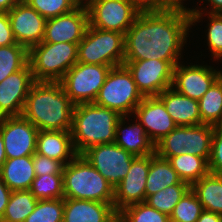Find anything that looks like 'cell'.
<instances>
[{
	"instance_id": "obj_28",
	"label": "cell",
	"mask_w": 222,
	"mask_h": 222,
	"mask_svg": "<svg viewBox=\"0 0 222 222\" xmlns=\"http://www.w3.org/2000/svg\"><path fill=\"white\" fill-rule=\"evenodd\" d=\"M198 103L201 124L222 126V74Z\"/></svg>"
},
{
	"instance_id": "obj_23",
	"label": "cell",
	"mask_w": 222,
	"mask_h": 222,
	"mask_svg": "<svg viewBox=\"0 0 222 222\" xmlns=\"http://www.w3.org/2000/svg\"><path fill=\"white\" fill-rule=\"evenodd\" d=\"M0 177L11 191L29 190L36 178L33 155L7 159L0 169Z\"/></svg>"
},
{
	"instance_id": "obj_5",
	"label": "cell",
	"mask_w": 222,
	"mask_h": 222,
	"mask_svg": "<svg viewBox=\"0 0 222 222\" xmlns=\"http://www.w3.org/2000/svg\"><path fill=\"white\" fill-rule=\"evenodd\" d=\"M78 44L40 42L28 50L35 82H60L77 63Z\"/></svg>"
},
{
	"instance_id": "obj_38",
	"label": "cell",
	"mask_w": 222,
	"mask_h": 222,
	"mask_svg": "<svg viewBox=\"0 0 222 222\" xmlns=\"http://www.w3.org/2000/svg\"><path fill=\"white\" fill-rule=\"evenodd\" d=\"M208 46L214 58L222 57V14H209Z\"/></svg>"
},
{
	"instance_id": "obj_42",
	"label": "cell",
	"mask_w": 222,
	"mask_h": 222,
	"mask_svg": "<svg viewBox=\"0 0 222 222\" xmlns=\"http://www.w3.org/2000/svg\"><path fill=\"white\" fill-rule=\"evenodd\" d=\"M161 1H162V10H178L189 13L191 17V25L197 22L202 16V12L196 10V8L192 10H190V8L189 9H186V7L184 8V6L182 5L183 2H181L183 0H161Z\"/></svg>"
},
{
	"instance_id": "obj_17",
	"label": "cell",
	"mask_w": 222,
	"mask_h": 222,
	"mask_svg": "<svg viewBox=\"0 0 222 222\" xmlns=\"http://www.w3.org/2000/svg\"><path fill=\"white\" fill-rule=\"evenodd\" d=\"M178 63L173 70L171 87L176 91L199 101L208 89L221 77L222 72L211 67L198 65L182 66Z\"/></svg>"
},
{
	"instance_id": "obj_31",
	"label": "cell",
	"mask_w": 222,
	"mask_h": 222,
	"mask_svg": "<svg viewBox=\"0 0 222 222\" xmlns=\"http://www.w3.org/2000/svg\"><path fill=\"white\" fill-rule=\"evenodd\" d=\"M28 63V49L21 44L0 46V83Z\"/></svg>"
},
{
	"instance_id": "obj_44",
	"label": "cell",
	"mask_w": 222,
	"mask_h": 222,
	"mask_svg": "<svg viewBox=\"0 0 222 222\" xmlns=\"http://www.w3.org/2000/svg\"><path fill=\"white\" fill-rule=\"evenodd\" d=\"M11 192L12 191L8 188V186L0 177V221L4 216Z\"/></svg>"
},
{
	"instance_id": "obj_10",
	"label": "cell",
	"mask_w": 222,
	"mask_h": 222,
	"mask_svg": "<svg viewBox=\"0 0 222 222\" xmlns=\"http://www.w3.org/2000/svg\"><path fill=\"white\" fill-rule=\"evenodd\" d=\"M87 10L91 27L122 34L140 14L128 0H95Z\"/></svg>"
},
{
	"instance_id": "obj_45",
	"label": "cell",
	"mask_w": 222,
	"mask_h": 222,
	"mask_svg": "<svg viewBox=\"0 0 222 222\" xmlns=\"http://www.w3.org/2000/svg\"><path fill=\"white\" fill-rule=\"evenodd\" d=\"M196 222H222V215L203 210Z\"/></svg>"
},
{
	"instance_id": "obj_33",
	"label": "cell",
	"mask_w": 222,
	"mask_h": 222,
	"mask_svg": "<svg viewBox=\"0 0 222 222\" xmlns=\"http://www.w3.org/2000/svg\"><path fill=\"white\" fill-rule=\"evenodd\" d=\"M118 222H170V217L145 202L125 207L118 213Z\"/></svg>"
},
{
	"instance_id": "obj_34",
	"label": "cell",
	"mask_w": 222,
	"mask_h": 222,
	"mask_svg": "<svg viewBox=\"0 0 222 222\" xmlns=\"http://www.w3.org/2000/svg\"><path fill=\"white\" fill-rule=\"evenodd\" d=\"M64 198L38 200L24 222H63Z\"/></svg>"
},
{
	"instance_id": "obj_2",
	"label": "cell",
	"mask_w": 222,
	"mask_h": 222,
	"mask_svg": "<svg viewBox=\"0 0 222 222\" xmlns=\"http://www.w3.org/2000/svg\"><path fill=\"white\" fill-rule=\"evenodd\" d=\"M74 107L60 82H35L22 116L39 131H71Z\"/></svg>"
},
{
	"instance_id": "obj_20",
	"label": "cell",
	"mask_w": 222,
	"mask_h": 222,
	"mask_svg": "<svg viewBox=\"0 0 222 222\" xmlns=\"http://www.w3.org/2000/svg\"><path fill=\"white\" fill-rule=\"evenodd\" d=\"M164 104L177 126H193L201 124L199 103L177 92L174 87L165 89L157 96Z\"/></svg>"
},
{
	"instance_id": "obj_3",
	"label": "cell",
	"mask_w": 222,
	"mask_h": 222,
	"mask_svg": "<svg viewBox=\"0 0 222 222\" xmlns=\"http://www.w3.org/2000/svg\"><path fill=\"white\" fill-rule=\"evenodd\" d=\"M115 110L95 103H81L74 107L71 137L77 155L95 145L115 142L118 120Z\"/></svg>"
},
{
	"instance_id": "obj_48",
	"label": "cell",
	"mask_w": 222,
	"mask_h": 222,
	"mask_svg": "<svg viewBox=\"0 0 222 222\" xmlns=\"http://www.w3.org/2000/svg\"><path fill=\"white\" fill-rule=\"evenodd\" d=\"M6 160L7 158H6V152H5V147H4V141H3L1 131H0V169Z\"/></svg>"
},
{
	"instance_id": "obj_15",
	"label": "cell",
	"mask_w": 222,
	"mask_h": 222,
	"mask_svg": "<svg viewBox=\"0 0 222 222\" xmlns=\"http://www.w3.org/2000/svg\"><path fill=\"white\" fill-rule=\"evenodd\" d=\"M35 80L29 62L0 83V118L21 116Z\"/></svg>"
},
{
	"instance_id": "obj_26",
	"label": "cell",
	"mask_w": 222,
	"mask_h": 222,
	"mask_svg": "<svg viewBox=\"0 0 222 222\" xmlns=\"http://www.w3.org/2000/svg\"><path fill=\"white\" fill-rule=\"evenodd\" d=\"M181 182L167 159L150 154V168L146 180V198L156 192Z\"/></svg>"
},
{
	"instance_id": "obj_22",
	"label": "cell",
	"mask_w": 222,
	"mask_h": 222,
	"mask_svg": "<svg viewBox=\"0 0 222 222\" xmlns=\"http://www.w3.org/2000/svg\"><path fill=\"white\" fill-rule=\"evenodd\" d=\"M125 118L126 116H122L117 122L115 143L135 157L155 154V145L149 139L145 128L140 122L121 129ZM121 134L123 135L120 136Z\"/></svg>"
},
{
	"instance_id": "obj_12",
	"label": "cell",
	"mask_w": 222,
	"mask_h": 222,
	"mask_svg": "<svg viewBox=\"0 0 222 222\" xmlns=\"http://www.w3.org/2000/svg\"><path fill=\"white\" fill-rule=\"evenodd\" d=\"M0 131L7 159L29 156L36 152L39 130L22 115L0 118Z\"/></svg>"
},
{
	"instance_id": "obj_6",
	"label": "cell",
	"mask_w": 222,
	"mask_h": 222,
	"mask_svg": "<svg viewBox=\"0 0 222 222\" xmlns=\"http://www.w3.org/2000/svg\"><path fill=\"white\" fill-rule=\"evenodd\" d=\"M125 34L93 28L90 25L78 43L77 62L121 66L125 55Z\"/></svg>"
},
{
	"instance_id": "obj_46",
	"label": "cell",
	"mask_w": 222,
	"mask_h": 222,
	"mask_svg": "<svg viewBox=\"0 0 222 222\" xmlns=\"http://www.w3.org/2000/svg\"><path fill=\"white\" fill-rule=\"evenodd\" d=\"M20 0H0V13L8 12Z\"/></svg>"
},
{
	"instance_id": "obj_29",
	"label": "cell",
	"mask_w": 222,
	"mask_h": 222,
	"mask_svg": "<svg viewBox=\"0 0 222 222\" xmlns=\"http://www.w3.org/2000/svg\"><path fill=\"white\" fill-rule=\"evenodd\" d=\"M37 201L30 190L12 191L0 222H24L34 211Z\"/></svg>"
},
{
	"instance_id": "obj_24",
	"label": "cell",
	"mask_w": 222,
	"mask_h": 222,
	"mask_svg": "<svg viewBox=\"0 0 222 222\" xmlns=\"http://www.w3.org/2000/svg\"><path fill=\"white\" fill-rule=\"evenodd\" d=\"M204 210L222 215V175L209 173L190 186Z\"/></svg>"
},
{
	"instance_id": "obj_21",
	"label": "cell",
	"mask_w": 222,
	"mask_h": 222,
	"mask_svg": "<svg viewBox=\"0 0 222 222\" xmlns=\"http://www.w3.org/2000/svg\"><path fill=\"white\" fill-rule=\"evenodd\" d=\"M36 153L60 161L65 166L77 156L72 143L71 131H38ZM68 157L70 161L66 162Z\"/></svg>"
},
{
	"instance_id": "obj_16",
	"label": "cell",
	"mask_w": 222,
	"mask_h": 222,
	"mask_svg": "<svg viewBox=\"0 0 222 222\" xmlns=\"http://www.w3.org/2000/svg\"><path fill=\"white\" fill-rule=\"evenodd\" d=\"M12 33L17 44L28 50L42 42L46 19L25 1L20 0L8 12Z\"/></svg>"
},
{
	"instance_id": "obj_14",
	"label": "cell",
	"mask_w": 222,
	"mask_h": 222,
	"mask_svg": "<svg viewBox=\"0 0 222 222\" xmlns=\"http://www.w3.org/2000/svg\"><path fill=\"white\" fill-rule=\"evenodd\" d=\"M88 26L87 7L78 6L69 13L46 19L42 42L78 44L83 39Z\"/></svg>"
},
{
	"instance_id": "obj_9",
	"label": "cell",
	"mask_w": 222,
	"mask_h": 222,
	"mask_svg": "<svg viewBox=\"0 0 222 222\" xmlns=\"http://www.w3.org/2000/svg\"><path fill=\"white\" fill-rule=\"evenodd\" d=\"M115 188L136 158L115 142L95 145L81 154Z\"/></svg>"
},
{
	"instance_id": "obj_49",
	"label": "cell",
	"mask_w": 222,
	"mask_h": 222,
	"mask_svg": "<svg viewBox=\"0 0 222 222\" xmlns=\"http://www.w3.org/2000/svg\"><path fill=\"white\" fill-rule=\"evenodd\" d=\"M93 1H95V0H87L86 3L83 5V3H84L83 0H75L76 4L78 6H84V7L89 6Z\"/></svg>"
},
{
	"instance_id": "obj_36",
	"label": "cell",
	"mask_w": 222,
	"mask_h": 222,
	"mask_svg": "<svg viewBox=\"0 0 222 222\" xmlns=\"http://www.w3.org/2000/svg\"><path fill=\"white\" fill-rule=\"evenodd\" d=\"M45 19L66 14L78 7L75 0H23Z\"/></svg>"
},
{
	"instance_id": "obj_4",
	"label": "cell",
	"mask_w": 222,
	"mask_h": 222,
	"mask_svg": "<svg viewBox=\"0 0 222 222\" xmlns=\"http://www.w3.org/2000/svg\"><path fill=\"white\" fill-rule=\"evenodd\" d=\"M64 198L114 202V188L82 156H75L63 168Z\"/></svg>"
},
{
	"instance_id": "obj_41",
	"label": "cell",
	"mask_w": 222,
	"mask_h": 222,
	"mask_svg": "<svg viewBox=\"0 0 222 222\" xmlns=\"http://www.w3.org/2000/svg\"><path fill=\"white\" fill-rule=\"evenodd\" d=\"M17 44L14 39L7 12L0 13V46Z\"/></svg>"
},
{
	"instance_id": "obj_8",
	"label": "cell",
	"mask_w": 222,
	"mask_h": 222,
	"mask_svg": "<svg viewBox=\"0 0 222 222\" xmlns=\"http://www.w3.org/2000/svg\"><path fill=\"white\" fill-rule=\"evenodd\" d=\"M111 68L108 65L77 62L60 83L74 105L93 103Z\"/></svg>"
},
{
	"instance_id": "obj_7",
	"label": "cell",
	"mask_w": 222,
	"mask_h": 222,
	"mask_svg": "<svg viewBox=\"0 0 222 222\" xmlns=\"http://www.w3.org/2000/svg\"><path fill=\"white\" fill-rule=\"evenodd\" d=\"M143 98L131 73L121 65L111 68L93 103L126 116L134 112Z\"/></svg>"
},
{
	"instance_id": "obj_13",
	"label": "cell",
	"mask_w": 222,
	"mask_h": 222,
	"mask_svg": "<svg viewBox=\"0 0 222 222\" xmlns=\"http://www.w3.org/2000/svg\"><path fill=\"white\" fill-rule=\"evenodd\" d=\"M150 168V155L136 157L123 180L114 188L113 207L117 213L125 207L145 202L146 180Z\"/></svg>"
},
{
	"instance_id": "obj_47",
	"label": "cell",
	"mask_w": 222,
	"mask_h": 222,
	"mask_svg": "<svg viewBox=\"0 0 222 222\" xmlns=\"http://www.w3.org/2000/svg\"><path fill=\"white\" fill-rule=\"evenodd\" d=\"M213 7L209 14H222V0H208Z\"/></svg>"
},
{
	"instance_id": "obj_1",
	"label": "cell",
	"mask_w": 222,
	"mask_h": 222,
	"mask_svg": "<svg viewBox=\"0 0 222 222\" xmlns=\"http://www.w3.org/2000/svg\"><path fill=\"white\" fill-rule=\"evenodd\" d=\"M190 25L183 11L140 12L125 34L124 61L158 59L175 67Z\"/></svg>"
},
{
	"instance_id": "obj_19",
	"label": "cell",
	"mask_w": 222,
	"mask_h": 222,
	"mask_svg": "<svg viewBox=\"0 0 222 222\" xmlns=\"http://www.w3.org/2000/svg\"><path fill=\"white\" fill-rule=\"evenodd\" d=\"M63 222H118L113 203L64 198Z\"/></svg>"
},
{
	"instance_id": "obj_18",
	"label": "cell",
	"mask_w": 222,
	"mask_h": 222,
	"mask_svg": "<svg viewBox=\"0 0 222 222\" xmlns=\"http://www.w3.org/2000/svg\"><path fill=\"white\" fill-rule=\"evenodd\" d=\"M133 113L154 145L177 127L157 96L144 97Z\"/></svg>"
},
{
	"instance_id": "obj_43",
	"label": "cell",
	"mask_w": 222,
	"mask_h": 222,
	"mask_svg": "<svg viewBox=\"0 0 222 222\" xmlns=\"http://www.w3.org/2000/svg\"><path fill=\"white\" fill-rule=\"evenodd\" d=\"M140 12H156L162 10L161 0H128Z\"/></svg>"
},
{
	"instance_id": "obj_30",
	"label": "cell",
	"mask_w": 222,
	"mask_h": 222,
	"mask_svg": "<svg viewBox=\"0 0 222 222\" xmlns=\"http://www.w3.org/2000/svg\"><path fill=\"white\" fill-rule=\"evenodd\" d=\"M190 189V185L181 181L179 184L168 186L145 199V203L159 212L171 215L176 204Z\"/></svg>"
},
{
	"instance_id": "obj_25",
	"label": "cell",
	"mask_w": 222,
	"mask_h": 222,
	"mask_svg": "<svg viewBox=\"0 0 222 222\" xmlns=\"http://www.w3.org/2000/svg\"><path fill=\"white\" fill-rule=\"evenodd\" d=\"M215 126L198 124L182 126V141L185 152L205 158H210L211 143Z\"/></svg>"
},
{
	"instance_id": "obj_37",
	"label": "cell",
	"mask_w": 222,
	"mask_h": 222,
	"mask_svg": "<svg viewBox=\"0 0 222 222\" xmlns=\"http://www.w3.org/2000/svg\"><path fill=\"white\" fill-rule=\"evenodd\" d=\"M184 152L182 126H177L155 144V154L163 159L178 156Z\"/></svg>"
},
{
	"instance_id": "obj_11",
	"label": "cell",
	"mask_w": 222,
	"mask_h": 222,
	"mask_svg": "<svg viewBox=\"0 0 222 222\" xmlns=\"http://www.w3.org/2000/svg\"><path fill=\"white\" fill-rule=\"evenodd\" d=\"M143 97L158 96L172 86L174 67L158 59L124 61Z\"/></svg>"
},
{
	"instance_id": "obj_32",
	"label": "cell",
	"mask_w": 222,
	"mask_h": 222,
	"mask_svg": "<svg viewBox=\"0 0 222 222\" xmlns=\"http://www.w3.org/2000/svg\"><path fill=\"white\" fill-rule=\"evenodd\" d=\"M29 190L38 200L64 198L63 174L36 176Z\"/></svg>"
},
{
	"instance_id": "obj_40",
	"label": "cell",
	"mask_w": 222,
	"mask_h": 222,
	"mask_svg": "<svg viewBox=\"0 0 222 222\" xmlns=\"http://www.w3.org/2000/svg\"><path fill=\"white\" fill-rule=\"evenodd\" d=\"M33 166L36 176L45 174H63L64 165L57 160L42 156L38 153L33 154Z\"/></svg>"
},
{
	"instance_id": "obj_39",
	"label": "cell",
	"mask_w": 222,
	"mask_h": 222,
	"mask_svg": "<svg viewBox=\"0 0 222 222\" xmlns=\"http://www.w3.org/2000/svg\"><path fill=\"white\" fill-rule=\"evenodd\" d=\"M208 163L210 173L222 175V126L214 128Z\"/></svg>"
},
{
	"instance_id": "obj_27",
	"label": "cell",
	"mask_w": 222,
	"mask_h": 222,
	"mask_svg": "<svg viewBox=\"0 0 222 222\" xmlns=\"http://www.w3.org/2000/svg\"><path fill=\"white\" fill-rule=\"evenodd\" d=\"M167 160L180 180L190 186L210 173L208 161L196 155L184 152L181 155L169 157Z\"/></svg>"
},
{
	"instance_id": "obj_35",
	"label": "cell",
	"mask_w": 222,
	"mask_h": 222,
	"mask_svg": "<svg viewBox=\"0 0 222 222\" xmlns=\"http://www.w3.org/2000/svg\"><path fill=\"white\" fill-rule=\"evenodd\" d=\"M203 210L202 204L189 189L173 209L170 222H196Z\"/></svg>"
}]
</instances>
